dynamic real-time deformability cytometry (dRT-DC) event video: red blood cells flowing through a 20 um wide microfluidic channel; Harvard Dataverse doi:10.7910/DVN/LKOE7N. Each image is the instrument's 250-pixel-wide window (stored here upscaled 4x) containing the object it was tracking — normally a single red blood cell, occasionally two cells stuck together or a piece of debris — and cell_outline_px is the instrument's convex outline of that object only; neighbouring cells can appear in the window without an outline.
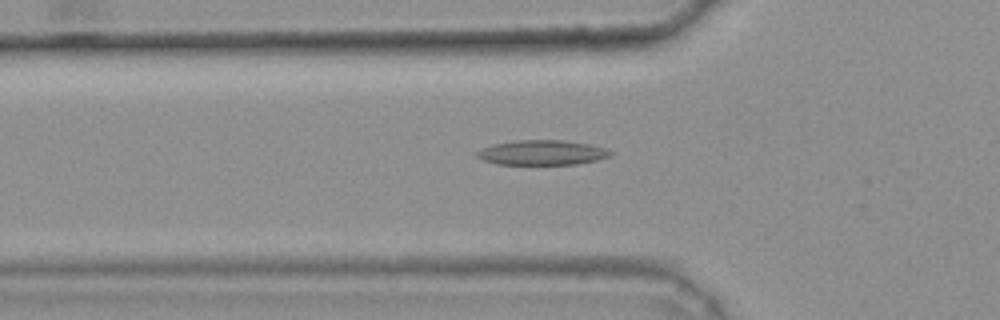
{"species": "common noctule bat (a hibernating species)", "species_latin": "Nyctalus noctula", "temperature_condition": "warm", "stored_images_in_passage": 35, "camera_frame_rate_fps": 3000, "um_per_image_px": 0.085, "animal": {"sex": "female", "body_mass_g": 25.1}, "frame": {"image": 1, "passage_image": 6, "time_ms": 1.667, "image_size_px": [1000, 320], "cell_outline_px": [[616, 152], [612, 156], [596, 160], [576, 164], [496, 164], [484, 160], [476, 156], [476, 152], [492, 144], [516, 140], [564, 140], [588, 144], [604, 148]], "centroid_in_image_um": [46.11, 12.97], "position_along_channel_um": 79.7, "area_um2": 19.31}}
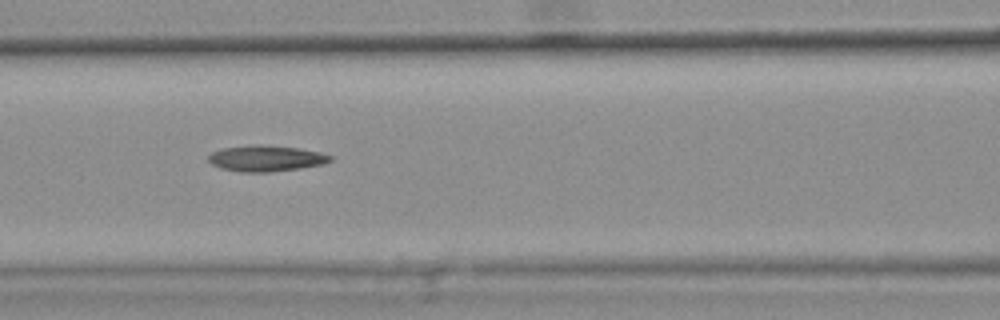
{"frame": {"image": 2, "passage_image": 11, "time_ms": 3.333, "image_size_px": [1000, 320], "cell_outline_px": [[332, 160], [324, 164], [300, 168], [268, 172], [240, 172], [220, 168], [212, 164], [208, 160], [208, 156], [212, 152], [224, 148], [256, 144], [296, 148], [320, 152], [332, 156]], "centroid_in_image_um": [22.6, 13.47], "position_along_channel_um": 144.0, "area_um2": 18.32}}